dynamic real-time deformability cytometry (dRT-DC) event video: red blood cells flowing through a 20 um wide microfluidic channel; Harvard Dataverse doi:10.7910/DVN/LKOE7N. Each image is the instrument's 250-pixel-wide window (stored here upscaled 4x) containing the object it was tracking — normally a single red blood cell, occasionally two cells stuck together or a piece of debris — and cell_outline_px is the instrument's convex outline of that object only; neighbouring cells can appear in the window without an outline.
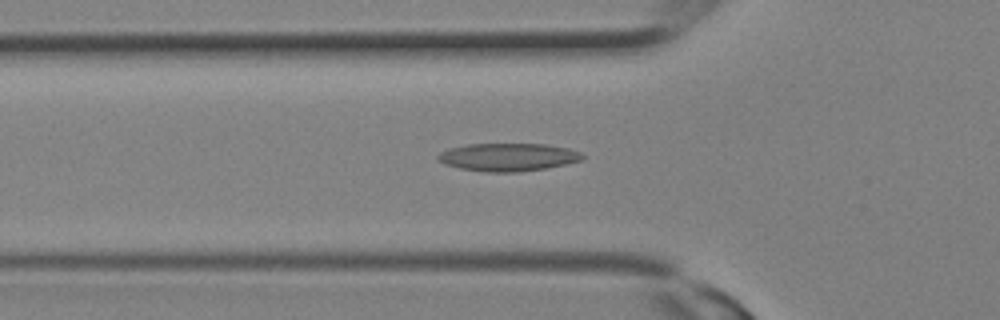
{"species": "Egyptian fruit bat (a non-hibernating species)", "species_latin": "Rousettus aegyptiacus", "temperature_condition": "room temperature", "stored_images_in_passage": 7, "camera_frame_rate_fps": 3000, "um_per_image_px": 0.085, "animal": {"sex": "female"}, "frame": {"image": 1, "passage_image": 3, "time_ms": 0.667, "image_size_px": [1000, 320], "cell_outline_px": [[584, 156], [580, 160], [564, 164], [544, 168], [516, 172], [484, 172], [460, 168], [444, 164], [436, 160], [436, 156], [440, 152], [448, 148], [468, 144], [544, 144], [568, 148], [580, 152]], "centroid_in_image_um": [43.11, 13.35], "position_along_channel_um": 82.7, "area_um2": 23.41}}
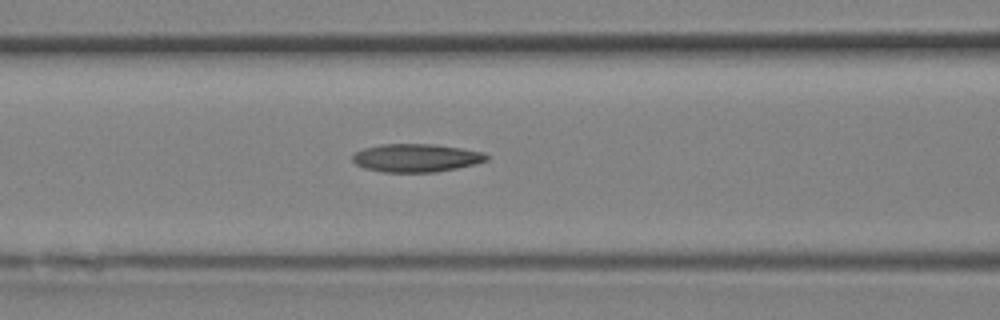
{"frame": {"image": 2, "passage_image": 5, "time_ms": 1.333, "image_size_px": [1000, 320], "cell_outline_px": [[488, 160], [476, 164], [436, 172], [384, 172], [364, 168], [356, 164], [352, 160], [352, 156], [356, 152], [364, 148], [380, 144], [436, 144], [484, 152], [488, 156]], "centroid_in_image_um": [35.38, 13.42], "position_along_channel_um": 131.2, "area_um2": 22.02}}
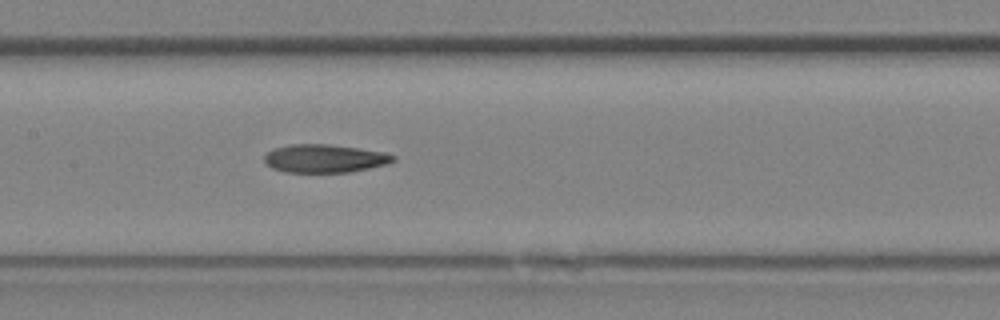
{"frame": {"image": 3, "passage_image": 7, "time_ms": 2.0, "image_size_px": [1000, 320], "cell_outline_px": [[396, 160], [388, 164], [348, 172], [284, 172], [272, 168], [264, 160], [264, 156], [268, 152], [276, 148], [292, 144], [328, 144], [360, 148], [384, 152], [396, 156]], "centroid_in_image_um": [27.62, 13.47], "position_along_channel_um": 179.8, "area_um2": 21.1}}